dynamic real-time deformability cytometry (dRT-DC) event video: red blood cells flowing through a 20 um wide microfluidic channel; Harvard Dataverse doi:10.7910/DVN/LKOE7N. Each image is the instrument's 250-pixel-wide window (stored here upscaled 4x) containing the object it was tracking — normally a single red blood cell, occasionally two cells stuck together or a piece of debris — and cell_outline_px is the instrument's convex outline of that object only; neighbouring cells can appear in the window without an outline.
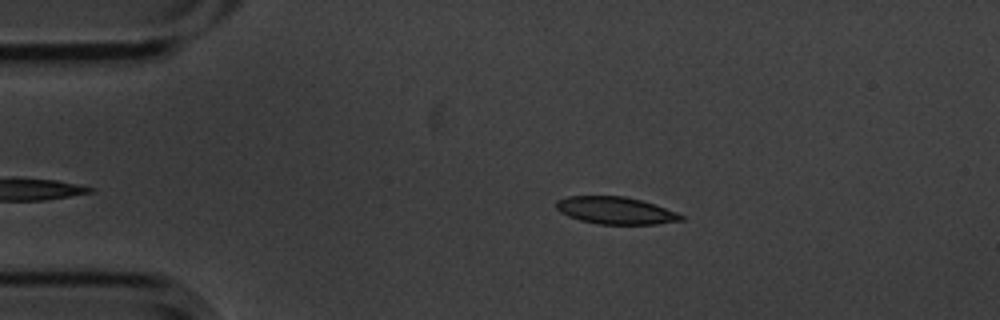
{"species": "common noctule bat (a hibernating species)", "species_latin": "Nyctalus noctula", "temperature_condition": "cold", "stored_images_in_passage": 3, "camera_frame_rate_fps": 3000, "um_per_image_px": 0.085, "animal": {"sex": "male", "body_mass_g": 20.1, "forearm_length_mm": 53.5}, "frame": {"image": 1, "passage_image": 1, "time_ms": 0.0, "image_size_px": [1000, 320], "cell_outline_px": [[684, 220], [656, 224], [600, 224], [580, 220], [568, 216], [560, 212], [556, 208], [556, 200], [568, 196], [624, 196], [640, 200], [676, 212], [684, 216]], "centroid_in_image_um": [52.29, 17.89], "position_along_channel_um": 32.7, "area_um2": 19.65}}
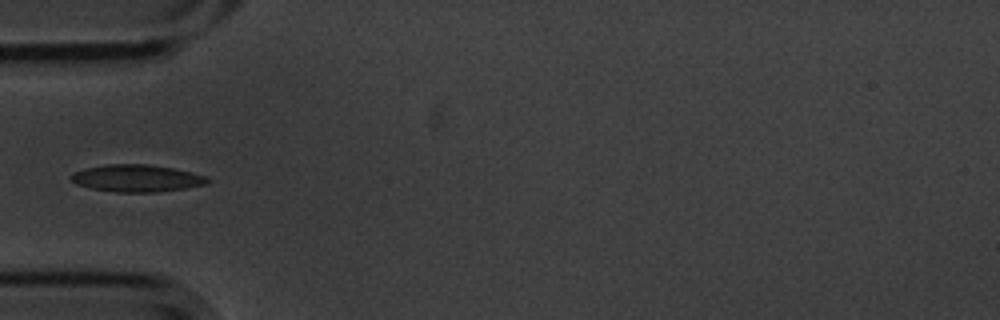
{"frame": {"image": 2, "passage_image": 3, "time_ms": 0.667, "image_size_px": [1000, 320], "cell_outline_px": [[212, 180], [204, 184], [184, 188], [156, 192], [116, 192], [92, 188], [76, 184], [68, 176], [72, 172], [84, 168], [104, 164], [148, 164], [172, 168], [192, 172], [204, 176]], "centroid_in_image_um": [11.57, 15.14], "position_along_channel_um": 73.4, "area_um2": 21.56}}